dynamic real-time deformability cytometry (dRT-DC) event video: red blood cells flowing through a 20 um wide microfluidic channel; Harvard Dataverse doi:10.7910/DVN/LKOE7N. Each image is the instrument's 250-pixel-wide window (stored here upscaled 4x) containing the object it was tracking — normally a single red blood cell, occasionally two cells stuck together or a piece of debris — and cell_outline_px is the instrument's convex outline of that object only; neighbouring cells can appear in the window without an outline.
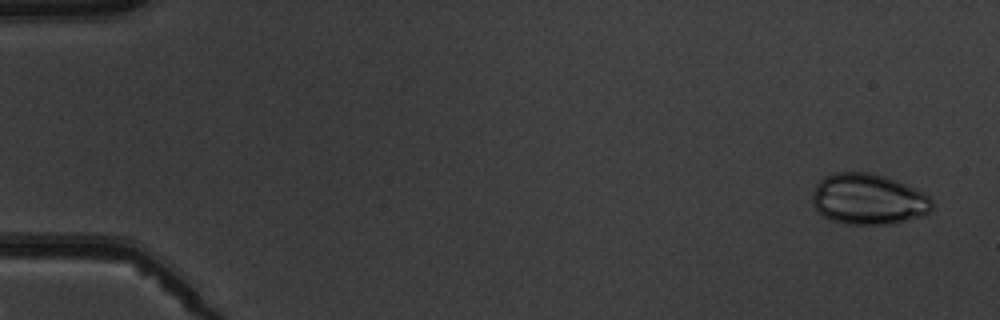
{"species": "common noctule bat (a hibernating species)", "species_latin": "Nyctalus noctula", "temperature_condition": "warm", "stored_images_in_passage": 5, "camera_frame_rate_fps": 3000, "um_per_image_px": 0.085, "animal": {"sex": "male", "body_mass_g": 19.5, "forearm_length_mm": 54.6}, "frame": {"image": 1, "passage_image": 5, "time_ms": 5.667, "image_size_px": [1000, 320], "cell_outline_px": [[932, 208], [924, 216], [892, 224], [844, 224], [832, 220], [824, 216], [812, 204], [812, 192], [816, 184], [824, 176], [836, 172], [872, 172], [896, 180], [928, 196], [932, 200]], "centroid_in_image_um": [73.78, 16.93], "position_along_channel_um": 11.2, "area_um2": 35.49}}